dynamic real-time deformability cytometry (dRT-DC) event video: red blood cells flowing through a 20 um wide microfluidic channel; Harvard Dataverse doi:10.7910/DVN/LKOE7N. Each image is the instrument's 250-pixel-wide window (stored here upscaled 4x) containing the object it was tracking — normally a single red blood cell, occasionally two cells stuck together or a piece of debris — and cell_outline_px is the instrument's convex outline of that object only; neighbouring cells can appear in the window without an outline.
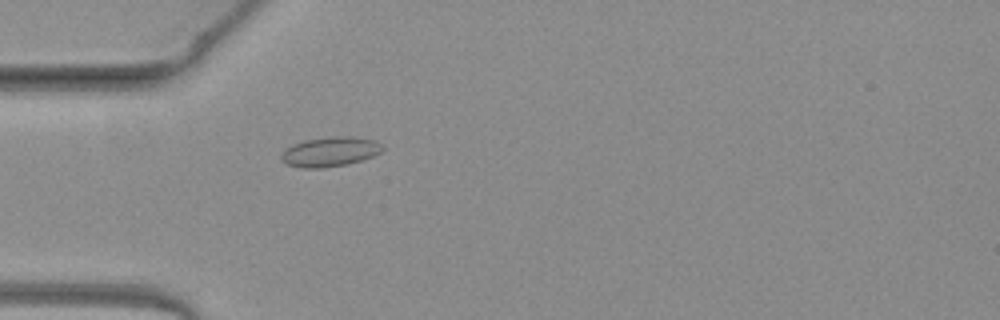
{"species": "common noctule bat (a hibernating species)", "species_latin": "Nyctalus noctula", "temperature_condition": "warm", "stored_images_in_passage": 11, "camera_frame_rate_fps": 3000, "um_per_image_px": 0.085, "animal": {"sex": "female", "body_mass_g": 19.3, "forearm_length_mm": 54.1}, "frame": {"image": 1, "passage_image": 3, "time_ms": 0.667, "image_size_px": [1000, 320], "cell_outline_px": [[384, 148], [380, 152], [372, 156], [348, 164], [324, 168], [300, 168], [284, 164], [280, 160], [280, 156], [284, 148], [292, 144], [304, 140], [332, 136], [352, 136], [376, 140]], "centroid_in_image_um": [27.99, 12.9], "position_along_channel_um": 57.0, "area_um2": 17.8}}